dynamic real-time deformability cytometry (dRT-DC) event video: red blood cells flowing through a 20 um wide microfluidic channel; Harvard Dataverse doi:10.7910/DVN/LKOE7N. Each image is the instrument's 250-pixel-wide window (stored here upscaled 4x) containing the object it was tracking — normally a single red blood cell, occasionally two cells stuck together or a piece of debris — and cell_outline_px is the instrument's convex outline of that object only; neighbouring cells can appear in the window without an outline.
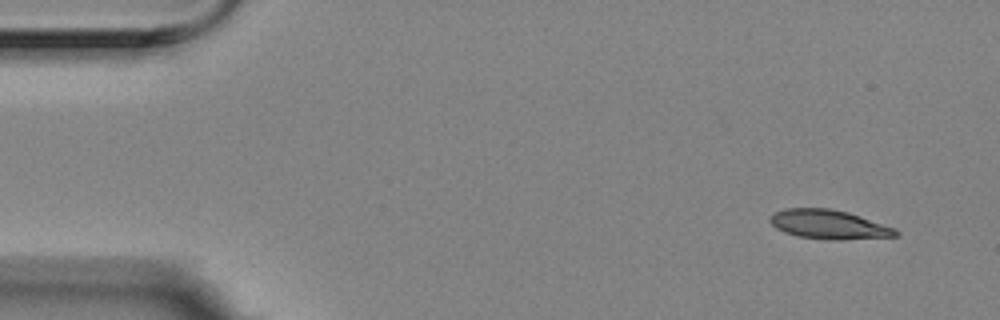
{"species": "Egyptian fruit bat (a non-hibernating species)", "species_latin": "Rousettus aegyptiacus", "temperature_condition": "room temperature", "stored_images_in_passage": 8, "camera_frame_rate_fps": 3000, "um_per_image_px": 0.085, "animal": {"sex": "female"}, "frame": {"image": 1, "passage_image": 1, "time_ms": 0.0, "image_size_px": [1000, 320], "cell_outline_px": [[900, 236], [840, 240], [832, 240], [796, 236], [784, 232], [776, 228], [768, 220], [768, 216], [772, 212], [784, 208], [828, 208], [848, 212], [896, 228], [900, 232]], "centroid_in_image_um": [70.43, 19.08], "position_along_channel_um": 14.6, "area_um2": 21.68}}
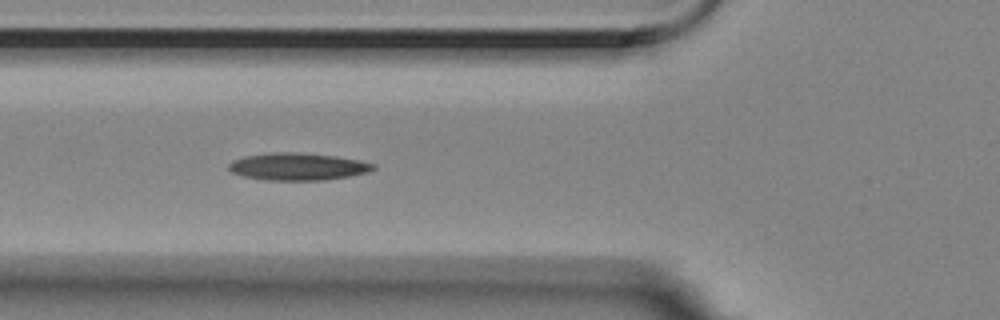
{"frame": {"image": 2, "passage_image": 5, "time_ms": 1.333, "image_size_px": [1000, 320], "cell_outline_px": [[376, 168], [368, 172], [348, 176], [324, 180], [268, 180], [244, 176], [232, 172], [228, 168], [228, 164], [232, 160], [244, 156], [272, 152], [300, 152], [336, 156], [360, 160], [376, 164]], "centroid_in_image_um": [25.32, 14.15], "position_along_channel_um": 100.5, "area_um2": 23.06}}
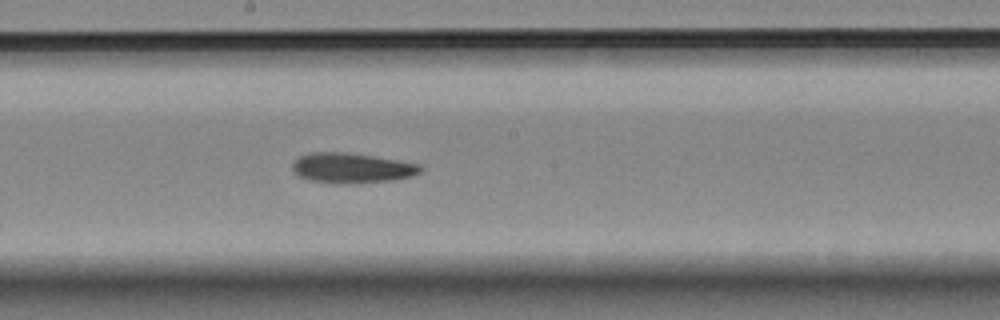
{"frame": {"image": 3, "passage_image": 8, "time_ms": 2.333, "image_size_px": [1000, 320], "cell_outline_px": [[424, 168], [420, 172], [412, 176], [388, 180], [336, 184], [312, 180], [300, 176], [292, 168], [292, 164], [300, 156], [312, 152], [344, 152], [372, 156], [420, 164]], "centroid_in_image_um": [29.9, 14.27], "position_along_channel_um": 218.3, "area_um2": 21.96}}